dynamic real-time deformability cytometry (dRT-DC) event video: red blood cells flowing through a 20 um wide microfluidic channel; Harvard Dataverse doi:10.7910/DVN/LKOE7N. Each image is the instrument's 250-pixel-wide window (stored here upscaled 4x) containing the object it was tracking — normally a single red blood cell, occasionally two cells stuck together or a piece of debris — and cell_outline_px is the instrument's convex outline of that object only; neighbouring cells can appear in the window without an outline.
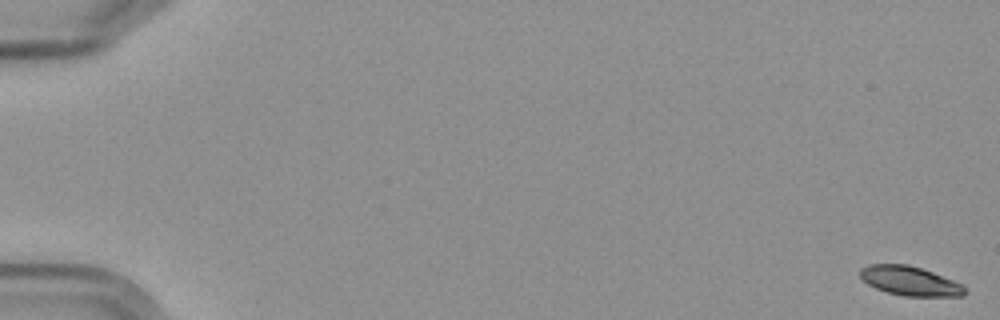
{"species": "Egyptian fruit bat (a non-hibernating species)", "species_latin": "Rousettus aegyptiacus", "temperature_condition": "cold", "stored_images_in_passage": 6, "camera_frame_rate_fps": 3000, "um_per_image_px": 0.085, "frame": {"image": 1, "passage_image": 1, "time_ms": 0.0, "image_size_px": [1000, 320], "cell_outline_px": [[964, 296], [904, 296], [888, 292], [876, 288], [868, 284], [860, 276], [860, 268], [868, 264], [908, 264], [932, 272], [964, 284]], "centroid_in_image_um": [77.34, 23.87], "position_along_channel_um": 7.7, "area_um2": 17.74}}
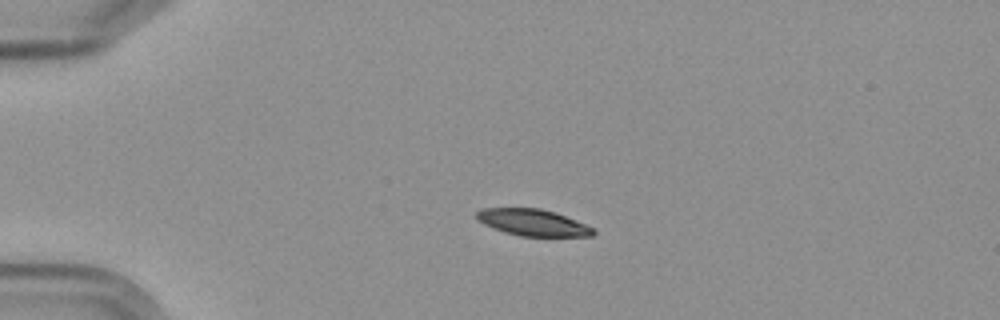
{"frame": {"image": 2, "passage_image": 5, "time_ms": 4.667, "image_size_px": [1000, 320], "cell_outline_px": [[596, 232], [592, 236], [520, 236], [504, 232], [484, 224], [476, 220], [476, 212], [480, 208], [540, 208], [556, 212], [596, 228]], "centroid_in_image_um": [45.3, 18.91], "position_along_channel_um": 39.7, "area_um2": 18.26}}